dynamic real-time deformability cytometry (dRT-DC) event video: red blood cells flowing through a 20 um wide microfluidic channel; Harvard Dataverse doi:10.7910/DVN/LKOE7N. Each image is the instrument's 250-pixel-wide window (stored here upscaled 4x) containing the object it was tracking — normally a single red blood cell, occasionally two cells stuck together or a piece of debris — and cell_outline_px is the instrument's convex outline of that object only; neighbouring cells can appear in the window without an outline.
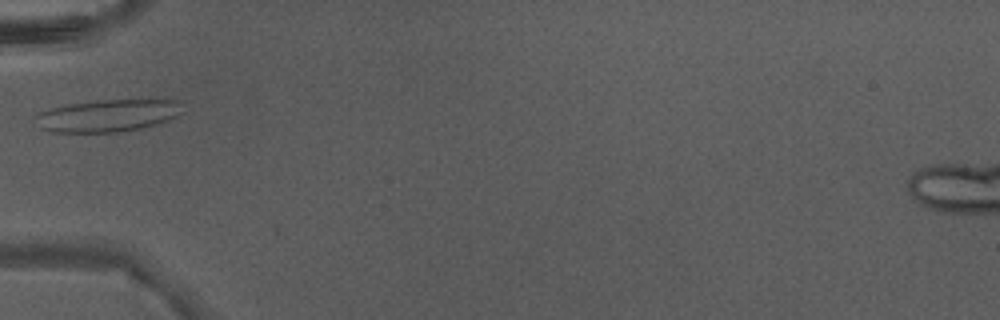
{"species": "Egyptian fruit bat (a non-hibernating species)", "species_latin": "Rousettus aegyptiacus", "temperature_condition": "warm", "stored_images_in_passage": 18, "camera_frame_rate_fps": 3000, "um_per_image_px": 0.085, "animal": {"sex": "male"}, "frame": {"image": 1, "passage_image": 1, "time_ms": 0.0, "image_size_px": [1000, 320], "cell_outline_px": [[188, 112], [168, 120], [140, 128], [116, 132], [52, 132], [40, 128], [32, 116], [40, 112], [52, 108], [68, 104], [104, 100], [176, 100]], "centroid_in_image_um": [9.17, 9.83], "position_along_channel_um": 75.8, "area_um2": 27.63}}
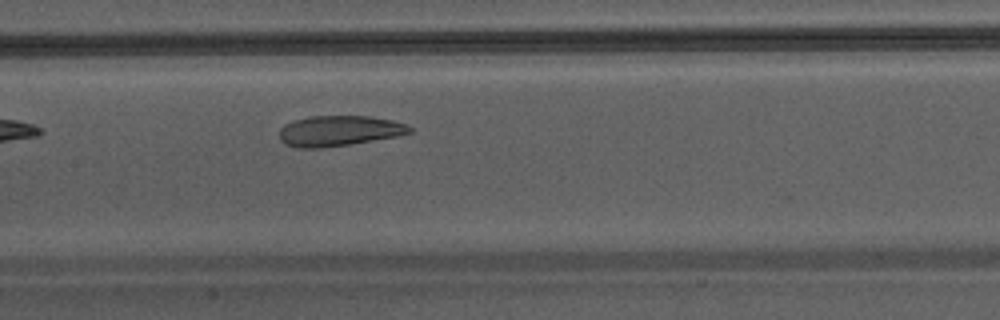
{"frame": {"image": 2, "passage_image": 8, "time_ms": 2.333, "image_size_px": [1000, 320], "cell_outline_px": [[412, 132], [396, 136], [352, 144], [320, 148], [300, 148], [284, 144], [280, 140], [280, 128], [284, 124], [296, 120], [312, 116], [372, 116], [392, 120], [408, 124], [412, 128]], "centroid_in_image_um": [28.83, 11.12], "position_along_channel_um": 178.6, "area_um2": 23.18}}
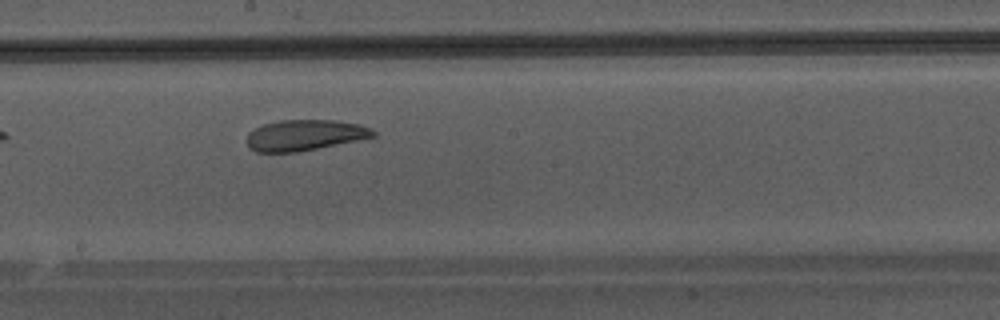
{"frame": {"image": 3, "passage_image": 11, "time_ms": 3.333, "image_size_px": [1000, 320], "cell_outline_px": [[376, 136], [296, 152], [256, 152], [248, 148], [248, 132], [264, 124], [280, 120], [336, 120], [356, 124], [372, 128], [376, 132]], "centroid_in_image_um": [25.88, 11.48], "position_along_channel_um": 222.3, "area_um2": 22.43}}